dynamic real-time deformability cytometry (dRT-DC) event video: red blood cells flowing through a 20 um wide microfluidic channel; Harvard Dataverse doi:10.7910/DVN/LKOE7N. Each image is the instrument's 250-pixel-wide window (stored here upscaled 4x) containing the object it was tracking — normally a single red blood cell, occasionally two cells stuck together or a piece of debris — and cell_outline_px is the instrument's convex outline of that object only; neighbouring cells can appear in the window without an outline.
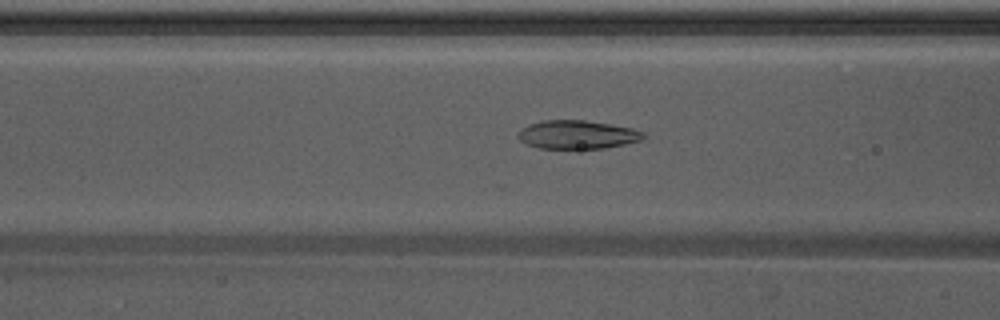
{"species": "Egyptian fruit bat (a non-hibernating species)", "species_latin": "Rousettus aegyptiacus", "temperature_condition": "warm", "stored_images_in_passage": 9, "camera_frame_rate_fps": 3000, "um_per_image_px": 0.085, "animal": {"sex": "male"}, "frame": {"image": 1, "passage_image": 7, "time_ms": 2.0, "image_size_px": [1000, 320], "cell_outline_px": [[644, 136], [640, 140], [624, 144], [604, 148], [540, 148], [528, 144], [520, 140], [516, 136], [516, 132], [528, 124], [544, 120], [584, 120], [632, 128], [644, 132]], "centroid_in_image_um": [49.02, 11.43], "position_along_channel_um": 117.6, "area_um2": 20.63}}